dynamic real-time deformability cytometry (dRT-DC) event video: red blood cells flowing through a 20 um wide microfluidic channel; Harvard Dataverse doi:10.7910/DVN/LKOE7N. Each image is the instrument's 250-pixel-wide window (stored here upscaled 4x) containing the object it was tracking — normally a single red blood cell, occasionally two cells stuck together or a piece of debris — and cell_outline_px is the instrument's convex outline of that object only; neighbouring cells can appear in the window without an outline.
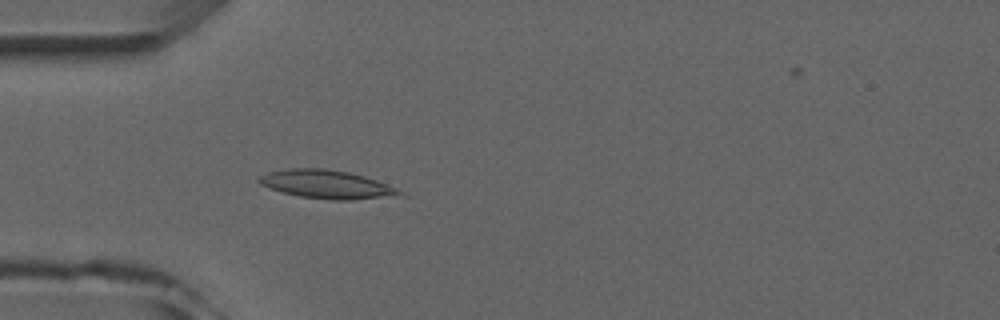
{"species": "common noctule bat (a hibernating species)", "species_latin": "Nyctalus noctula", "temperature_condition": "room temperature", "stored_images_in_passage": 5, "camera_frame_rate_fps": 3000, "um_per_image_px": 0.085, "animal": {"sex": "male", "forearm_length_mm": 52.5}, "frame": {"image": 1, "passage_image": 5, "time_ms": 4.667, "image_size_px": [1000, 320], "cell_outline_px": [[408, 196], [352, 200], [332, 200], [300, 196], [284, 192], [260, 184], [256, 180], [260, 176], [268, 172], [288, 168], [324, 168], [348, 172], [364, 176], [376, 180], [396, 188], [404, 192]], "centroid_in_image_um": [27.85, 15.68], "position_along_channel_um": 57.2, "area_um2": 23.41}}